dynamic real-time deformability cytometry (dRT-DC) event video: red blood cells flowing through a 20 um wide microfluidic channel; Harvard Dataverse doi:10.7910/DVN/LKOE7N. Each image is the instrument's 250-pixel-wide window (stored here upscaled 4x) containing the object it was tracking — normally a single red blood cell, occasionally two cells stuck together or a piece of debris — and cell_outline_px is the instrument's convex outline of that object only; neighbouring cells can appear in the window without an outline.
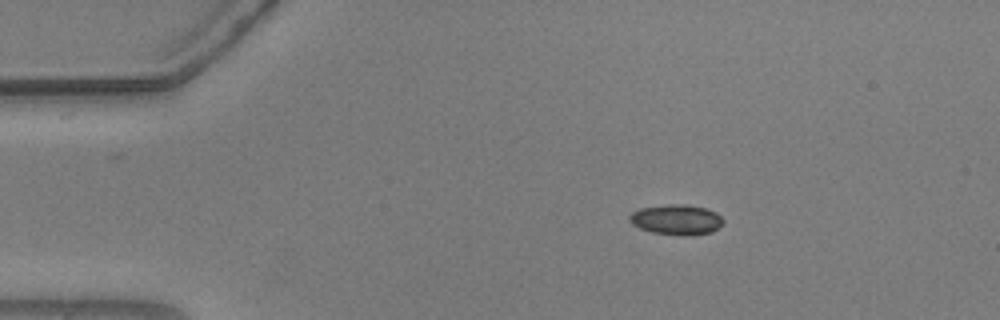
{"species": "common noctule bat (a hibernating species)", "species_latin": "Nyctalus noctula", "temperature_condition": "warm", "stored_images_in_passage": 39, "camera_frame_rate_fps": 3000, "um_per_image_px": 0.085, "animal": {"sex": "male", "body_mass_g": 20.5, "forearm_length_mm": 52.5}, "frame": {"image": 1, "passage_image": 1, "time_ms": 0.0, "image_size_px": [1000, 320], "cell_outline_px": [[724, 224], [712, 232], [692, 236], [680, 236], [652, 232], [640, 228], [632, 224], [628, 220], [628, 216], [632, 212], [640, 208], [668, 204], [680, 204], [704, 208], [716, 212], [724, 220]], "centroid_in_image_um": [57.5, 18.69], "position_along_channel_um": 27.5, "area_um2": 16.7}}
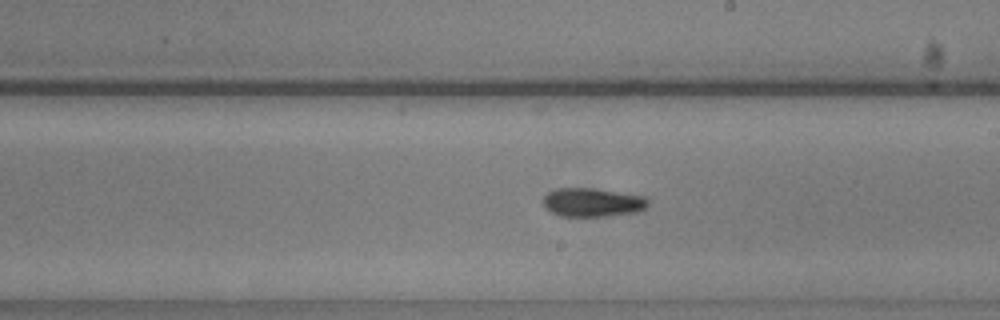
{"frame": {"image": 2, "passage_image": 23, "time_ms": 7.333, "image_size_px": [1000, 320], "cell_outline_px": [[648, 204], [644, 208], [636, 212], [608, 216], [560, 216], [544, 208], [544, 196], [548, 192], [556, 188], [596, 188], [644, 196], [648, 200]], "centroid_in_image_um": [50.34, 17.19], "position_along_channel_um": 238.7, "area_um2": 17.57}}
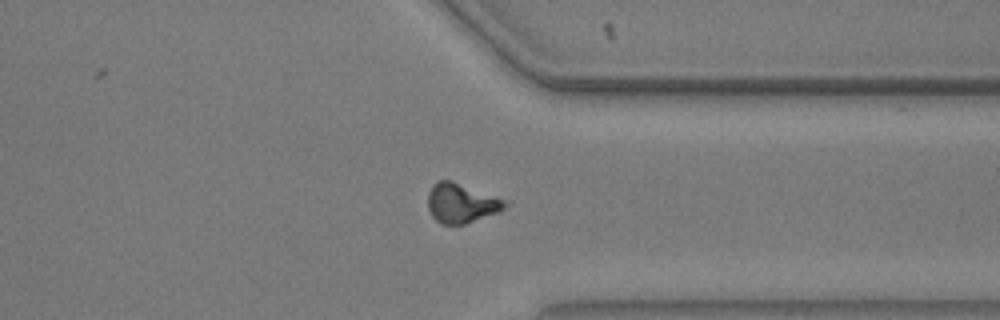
{"frame": {"image": 3, "passage_image": 34, "time_ms": 11.0, "image_size_px": [1000, 320], "cell_outline_px": [[508, 204], [500, 212], [464, 224], [440, 224], [432, 216], [428, 208], [428, 192], [432, 184], [436, 180], [452, 180], [508, 200]], "centroid_in_image_um": [39.22, 17.25], "position_along_channel_um": 372.2, "area_um2": 18.03}, "authors_computed_cell_mechanics": {"area_um2": 17.2244, "velocity_mm_per_s": 3.6963, "shape_relaxation_time_tau1_ms": 3.2212, "shape_relaxation_time_tau2_ms": null, "deformation_change_tau1": 0.1123, "deformation_change_tau2": null}}